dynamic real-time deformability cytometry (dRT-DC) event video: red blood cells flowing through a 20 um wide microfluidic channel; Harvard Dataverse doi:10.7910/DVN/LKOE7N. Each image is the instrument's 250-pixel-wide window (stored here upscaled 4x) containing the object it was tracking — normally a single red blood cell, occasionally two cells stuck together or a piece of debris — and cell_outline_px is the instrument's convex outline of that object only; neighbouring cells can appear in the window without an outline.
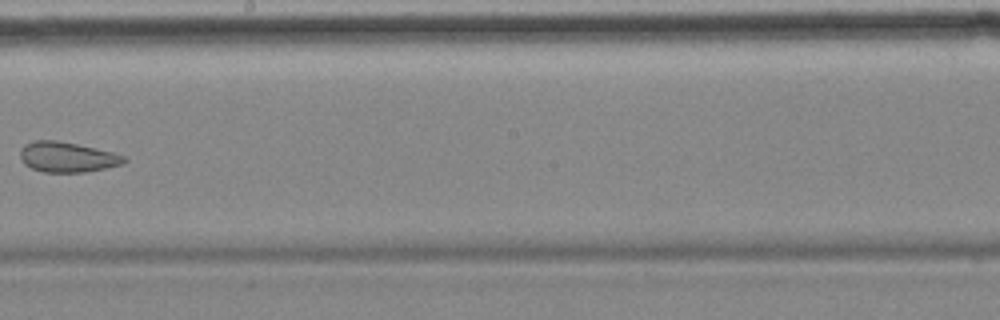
{"species": "common noctule bat (a hibernating species)", "species_latin": "Nyctalus noctula", "temperature_condition": "cold", "stored_images_in_passage": 10, "camera_frame_rate_fps": 3000, "um_per_image_px": 0.085, "animal": {"sex": "female", "body_mass_g": 18.4}, "frame": {"image": 1, "passage_image": 9, "time_ms": 10.333, "image_size_px": [1000, 320], "cell_outline_px": [[128, 160], [120, 164], [104, 168], [84, 172], [44, 172], [32, 168], [24, 164], [20, 160], [20, 152], [24, 144], [36, 140], [56, 140], [76, 144], [112, 152], [124, 156]], "centroid_in_image_um": [5.67, 13.35], "position_along_channel_um": 242.5, "area_um2": 18.09}}